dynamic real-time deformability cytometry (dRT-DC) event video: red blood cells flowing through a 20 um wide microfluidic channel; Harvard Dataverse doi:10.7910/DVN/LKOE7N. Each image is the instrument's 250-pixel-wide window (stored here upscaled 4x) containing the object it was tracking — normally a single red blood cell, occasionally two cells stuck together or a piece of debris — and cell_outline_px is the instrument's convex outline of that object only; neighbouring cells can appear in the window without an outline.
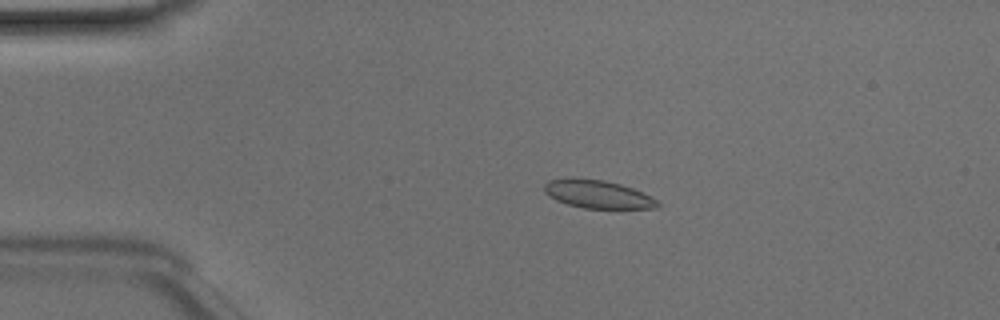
{"species": "Egyptian fruit bat (a non-hibernating species)", "species_latin": "Rousettus aegyptiacus", "temperature_condition": "room temperature", "stored_images_in_passage": 45, "camera_frame_rate_fps": 3000, "um_per_image_px": 0.085, "animal": {"sex": "male"}, "frame": {"image": 1, "passage_image": 6, "time_ms": 1.667, "image_size_px": [1000, 320], "cell_outline_px": [[660, 204], [656, 208], [584, 208], [568, 204], [556, 200], [548, 196], [544, 192], [544, 184], [548, 180], [604, 180], [620, 184], [632, 188], [656, 200]], "centroid_in_image_um": [50.8, 16.54], "position_along_channel_um": 34.2, "area_um2": 17.8}}
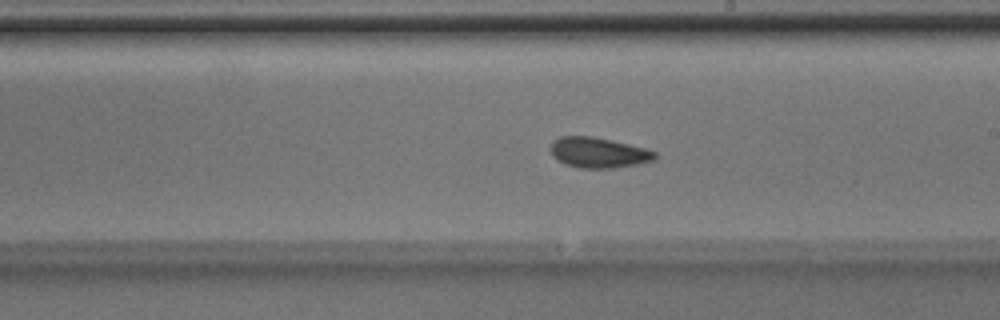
{"frame": {"image": 2, "passage_image": 24, "time_ms": 7.667, "image_size_px": [1000, 320], "cell_outline_px": [[656, 156], [652, 160], [636, 164], [612, 168], [580, 168], [564, 164], [556, 160], [552, 156], [552, 140], [560, 136], [592, 136], [612, 140], [644, 148], [656, 152]], "centroid_in_image_um": [50.82, 12.97], "position_along_channel_um": 238.2, "area_um2": 18.38}}
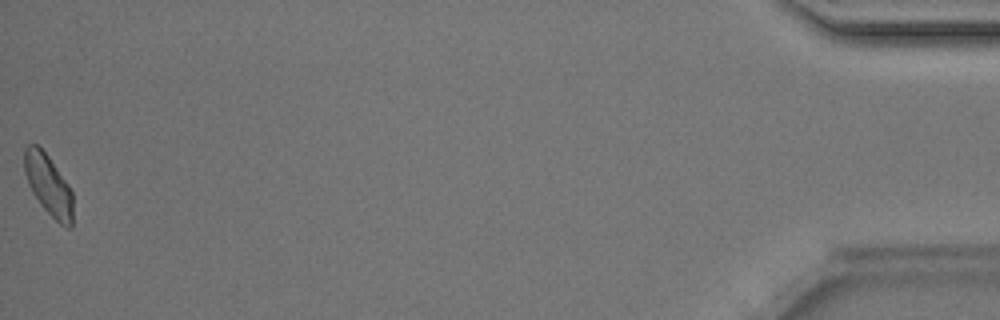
{"frame": {"image": 3, "passage_image": 45, "time_ms": 14.667, "image_size_px": [1000, 320], "cell_outline_px": [[72, 228], [68, 228], [60, 224], [40, 204], [32, 192], [28, 184], [24, 172], [24, 148], [28, 144], [36, 144], [48, 156], [68, 184], [72, 192]], "centroid_in_image_um": [4.1, 15.72], "position_along_channel_um": 431.1, "area_um2": 17.05}, "authors_computed_cell_mechanics": {"area_um2": 18.2648, "velocity_mm_per_s": 4.1381, "shape_relaxation_time_tau1_ms": 6.8067, "shape_relaxation_time_tau2_ms": 1.7711, "deformation_change_tau1": 0.1025, "deformation_change_tau2": 0.0595}}